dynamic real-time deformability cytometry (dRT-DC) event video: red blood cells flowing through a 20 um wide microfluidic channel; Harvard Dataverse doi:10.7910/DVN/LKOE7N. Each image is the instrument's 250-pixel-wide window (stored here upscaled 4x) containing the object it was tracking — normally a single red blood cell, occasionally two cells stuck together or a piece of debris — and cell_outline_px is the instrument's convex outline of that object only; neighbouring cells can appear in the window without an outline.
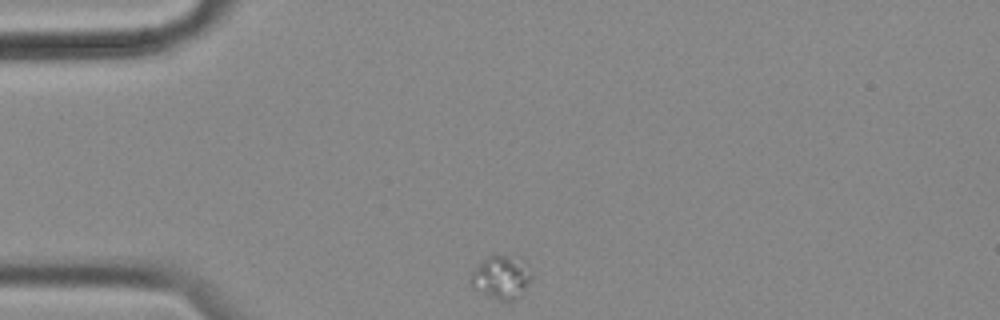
{"species": "common noctule bat (a hibernating species)", "species_latin": "Nyctalus noctula", "temperature_condition": "cold", "stored_images_in_passage": 38, "camera_frame_rate_fps": 3000, "um_per_image_px": 0.085, "animal": {"sex": "female", "body_mass_g": 18.4}, "frame": {"image": 1, "passage_image": 1, "time_ms": 0.0, "image_size_px": [1000, 320], "cell_outline_px": [[532, 276], [524, 292], [512, 300], [500, 300], [472, 288], [468, 284], [468, 280], [472, 272], [488, 256], [504, 256]], "centroid_in_image_um": [42.46, 23.67], "position_along_channel_um": 42.5, "area_um2": 13.93}}
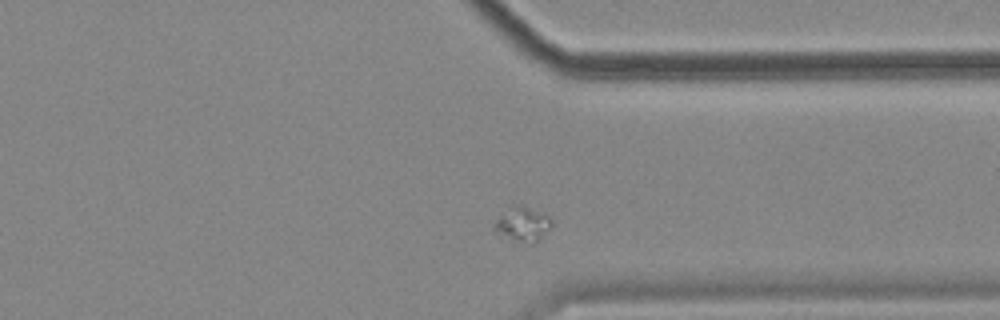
{"frame": {"image": 2, "passage_image": 33, "time_ms": 10.667, "image_size_px": [1000, 320], "cell_outline_px": [[552, 224], [532, 244], [528, 244], [496, 232], [492, 228], [496, 220], [512, 204], [516, 204], [540, 212], [548, 216]], "centroid_in_image_um": [44.38, 19.03], "position_along_channel_um": 367.0, "area_um2": 10.87}}